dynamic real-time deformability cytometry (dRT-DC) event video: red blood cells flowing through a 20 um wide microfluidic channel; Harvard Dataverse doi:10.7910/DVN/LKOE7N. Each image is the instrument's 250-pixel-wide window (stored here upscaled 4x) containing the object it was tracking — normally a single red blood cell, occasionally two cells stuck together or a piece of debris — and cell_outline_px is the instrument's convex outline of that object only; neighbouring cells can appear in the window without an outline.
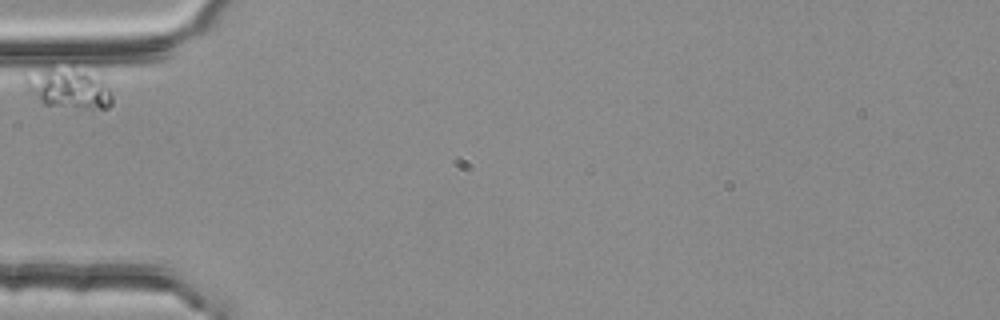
{"species": "common noctule bat (a hibernating species)", "species_latin": "Nyctalus noctula", "temperature_condition": "room temperature", "stored_images_in_passage": 2, "camera_frame_rate_fps": 3000, "um_per_image_px": 0.085, "animal": {"sex": "female", "body_mass_g": 25.1}, "frame": {"image": 1, "passage_image": 1, "time_ms": 0.0, "image_size_px": [1000, 320], "cell_outline_px": [[112, 104], [108, 108], [100, 108], [44, 104], [24, 84], [24, 76], [52, 60], [84, 60], [104, 80], [112, 96]], "centroid_in_image_um": [5.87, 7.21], "position_along_channel_um": 79.1, "area_um2": 22.95}}
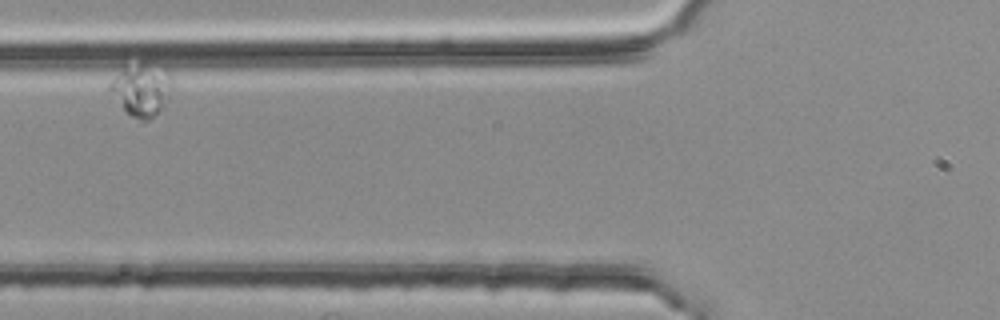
{"frame": {"image": 2, "passage_image": 2, "time_ms": 0.333, "image_size_px": [1000, 320], "cell_outline_px": [[172, 80], [168, 96], [164, 104], [148, 120], [140, 120], [132, 116], [124, 108], [108, 88], [108, 84], [124, 64], [140, 60], [152, 60], [168, 68], [172, 72]], "centroid_in_image_um": [12.05, 7.45], "position_along_channel_um": 113.7, "area_um2": 19.59}}